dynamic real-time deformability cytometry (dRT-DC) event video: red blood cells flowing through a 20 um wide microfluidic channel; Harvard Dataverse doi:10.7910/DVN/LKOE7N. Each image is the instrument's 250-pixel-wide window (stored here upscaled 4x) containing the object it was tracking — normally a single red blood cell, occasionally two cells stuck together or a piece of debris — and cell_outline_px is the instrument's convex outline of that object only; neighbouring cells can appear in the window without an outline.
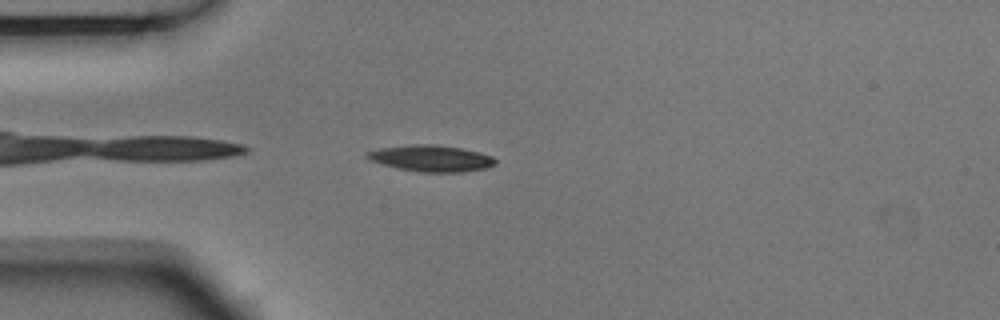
{"species": "Egyptian fruit bat (a non-hibernating species)", "species_latin": "Rousettus aegyptiacus", "temperature_condition": "room temperature", "stored_images_in_passage": 4, "camera_frame_rate_fps": 3000, "um_per_image_px": 0.085, "animal": {"sex": "male"}, "frame": {"image": 1, "passage_image": 3, "time_ms": 0.667, "image_size_px": [1000, 320], "cell_outline_px": [[496, 164], [488, 168], [464, 172], [420, 172], [396, 168], [368, 160], [364, 156], [368, 152], [380, 148], [412, 144], [436, 144], [460, 148], [480, 152], [492, 156], [496, 160]], "centroid_in_image_um": [36.66, 13.46], "position_along_channel_um": 48.3, "area_um2": 19.88}}